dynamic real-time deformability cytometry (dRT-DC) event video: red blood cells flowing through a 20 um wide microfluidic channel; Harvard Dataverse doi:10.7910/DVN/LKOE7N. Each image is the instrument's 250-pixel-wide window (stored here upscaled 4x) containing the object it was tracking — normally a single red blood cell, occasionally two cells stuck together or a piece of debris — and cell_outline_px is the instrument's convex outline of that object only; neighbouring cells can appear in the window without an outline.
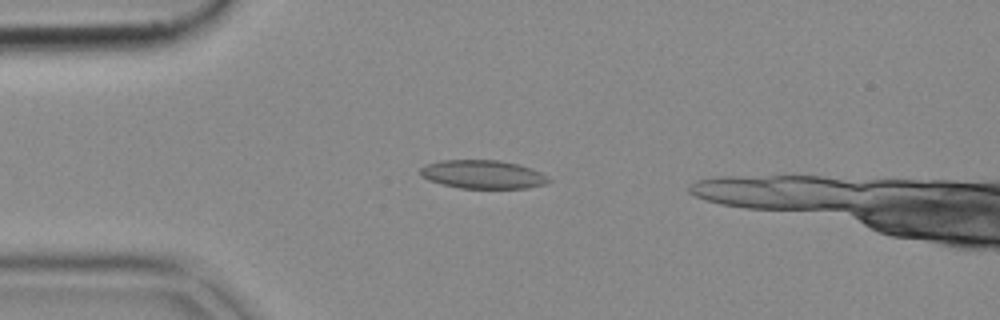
{"species": "common noctule bat (a hibernating species)", "species_latin": "Nyctalus noctula", "temperature_condition": "cold", "stored_images_in_passage": 43, "camera_frame_rate_fps": 3000, "um_per_image_px": 0.085, "animal": {"sex": "female", "body_mass_g": 18.4}, "frame": {"image": 1, "passage_image": 10, "time_ms": 3.0, "image_size_px": [1000, 320], "cell_outline_px": [[552, 180], [544, 184], [524, 188], [460, 188], [440, 184], [428, 180], [420, 176], [420, 168], [428, 164], [444, 160], [500, 160], [516, 164], [540, 172], [548, 176]], "centroid_in_image_um": [41.01, 14.83], "position_along_channel_um": 44.0, "area_um2": 21.15}}
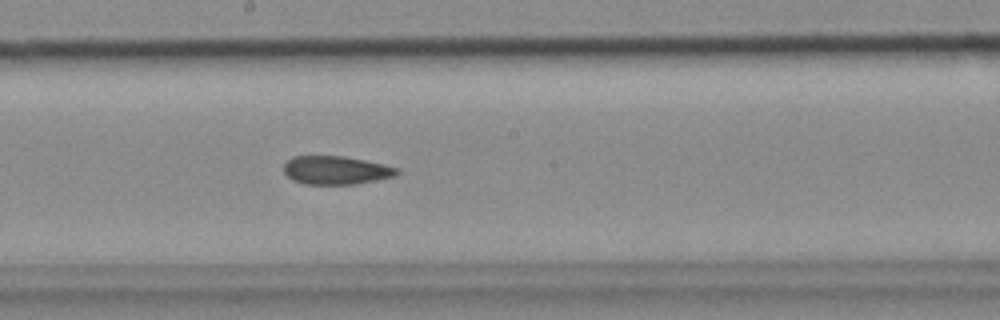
{"frame": {"image": 2, "passage_image": 25, "time_ms": 8.0, "image_size_px": [1000, 320], "cell_outline_px": [[400, 172], [396, 176], [356, 184], [304, 184], [292, 180], [284, 172], [284, 164], [292, 156], [344, 156], [384, 164], [400, 168]], "centroid_in_image_um": [28.58, 14.47], "position_along_channel_um": 219.6, "area_um2": 18.84}}
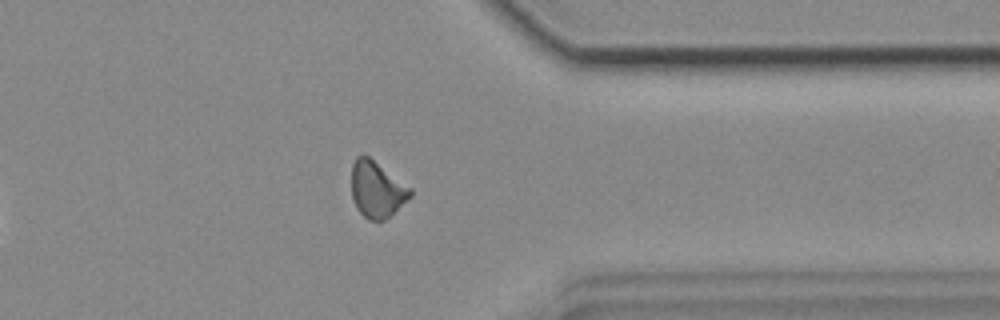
{"frame": {"image": 3, "passage_image": 38, "time_ms": 12.333, "image_size_px": [1000, 320], "cell_outline_px": [[412, 196], [408, 200], [384, 220], [368, 220], [356, 208], [352, 200], [352, 164], [356, 156], [368, 156], [412, 188]], "centroid_in_image_um": [32.03, 16.11], "position_along_channel_um": 379.4, "area_um2": 19.19}}